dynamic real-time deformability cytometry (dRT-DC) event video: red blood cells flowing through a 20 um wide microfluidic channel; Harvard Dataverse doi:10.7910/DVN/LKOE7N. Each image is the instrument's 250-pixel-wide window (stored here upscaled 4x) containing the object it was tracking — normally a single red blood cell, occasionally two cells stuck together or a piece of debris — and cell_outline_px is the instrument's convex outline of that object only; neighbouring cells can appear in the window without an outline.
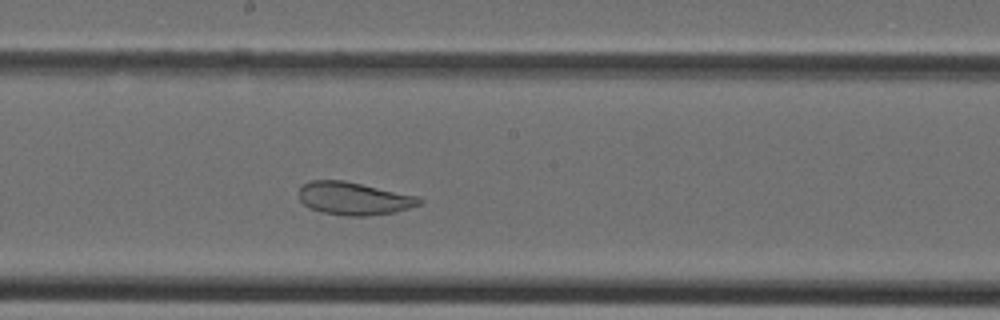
{"species": "Egyptian fruit bat (a non-hibernating species)", "species_latin": "Rousettus aegyptiacus", "temperature_condition": "cold", "stored_images_in_passage": 34, "camera_frame_rate_fps": 3000, "um_per_image_px": 0.085, "animal": {"sex": "female"}, "frame": {"image": 1, "passage_image": 16, "time_ms": 5.0, "image_size_px": [1000, 320], "cell_outline_px": [[424, 200], [420, 204], [408, 208], [392, 212], [368, 216], [348, 216], [320, 212], [308, 208], [300, 200], [296, 192], [304, 184], [312, 180], [344, 180], [420, 196]], "centroid_in_image_um": [30.06, 16.87], "position_along_channel_um": 218.1, "area_um2": 23.29}}
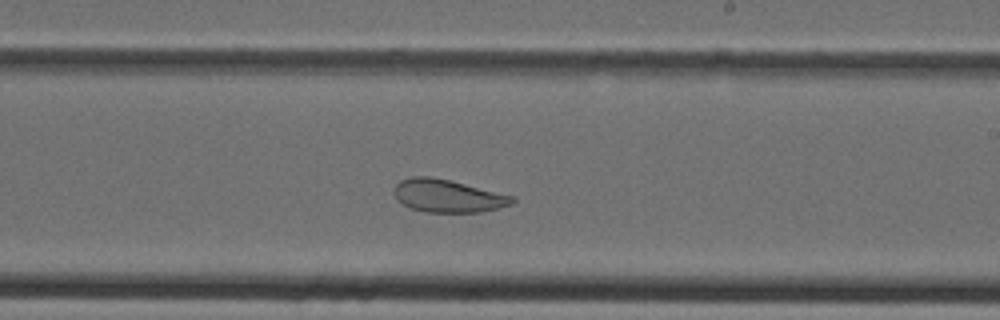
{"frame": {"image": 2, "passage_image": 18, "time_ms": 5.667, "image_size_px": [1000, 320], "cell_outline_px": [[516, 200], [512, 204], [480, 212], [424, 212], [408, 208], [400, 204], [396, 200], [392, 192], [396, 184], [400, 180], [412, 176], [432, 176], [516, 196]], "centroid_in_image_um": [38.01, 16.65], "position_along_channel_um": 251.0, "area_um2": 22.95}}
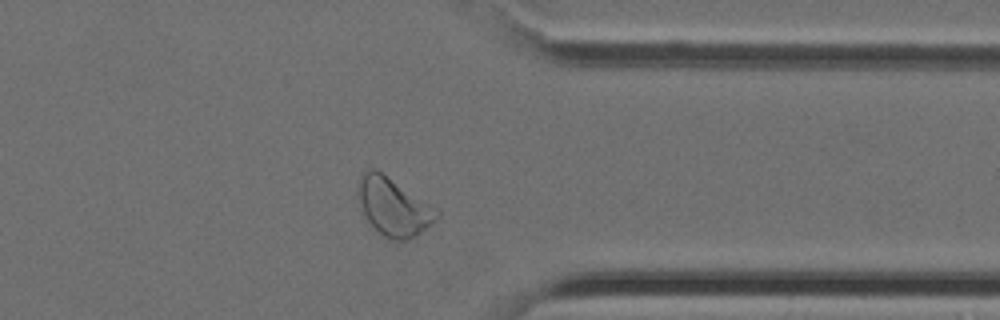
{"frame": {"image": 3, "passage_image": 26, "time_ms": 8.333, "image_size_px": [1000, 320], "cell_outline_px": [[440, 212], [432, 224], [408, 240], [392, 240], [376, 232], [360, 208], [356, 196], [356, 192], [360, 176], [364, 172], [372, 168], [376, 168], [440, 208]], "centroid_in_image_um": [33.45, 17.55], "position_along_channel_um": 378.0, "area_um2": 27.17}}